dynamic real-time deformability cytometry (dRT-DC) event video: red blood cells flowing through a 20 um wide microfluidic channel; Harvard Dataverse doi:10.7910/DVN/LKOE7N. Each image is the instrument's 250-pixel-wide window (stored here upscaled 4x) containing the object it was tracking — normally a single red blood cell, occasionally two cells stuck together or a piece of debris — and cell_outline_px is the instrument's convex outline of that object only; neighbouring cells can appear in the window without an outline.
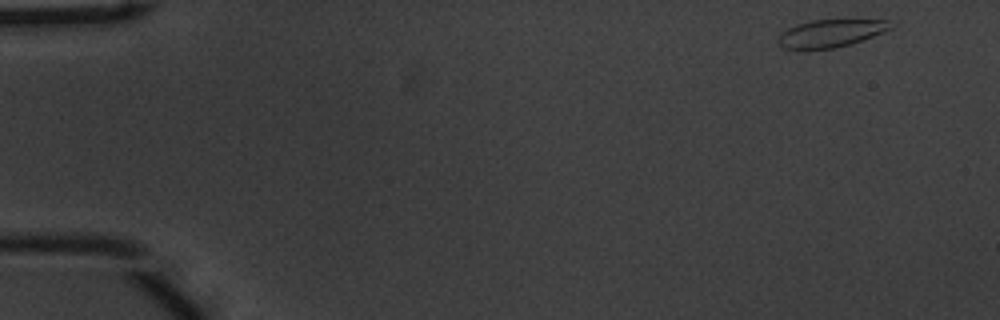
{"species": "common noctule bat (a hibernating species)", "species_latin": "Nyctalus noctula", "temperature_condition": "warm", "stored_images_in_passage": 9, "camera_frame_rate_fps": 3000, "um_per_image_px": 0.085, "animal": {"sex": "male", "body_mass_g": 20.1, "forearm_length_mm": 53.5}, "frame": {"image": 1, "passage_image": 1, "time_ms": 0.0, "image_size_px": [1000, 320], "cell_outline_px": [[896, 24], [892, 28], [872, 36], [836, 48], [784, 48], [776, 40], [776, 36], [780, 32], [796, 24], [812, 20], [892, 20]], "centroid_in_image_um": [70.61, 2.8], "position_along_channel_um": 14.4, "area_um2": 17.92}}